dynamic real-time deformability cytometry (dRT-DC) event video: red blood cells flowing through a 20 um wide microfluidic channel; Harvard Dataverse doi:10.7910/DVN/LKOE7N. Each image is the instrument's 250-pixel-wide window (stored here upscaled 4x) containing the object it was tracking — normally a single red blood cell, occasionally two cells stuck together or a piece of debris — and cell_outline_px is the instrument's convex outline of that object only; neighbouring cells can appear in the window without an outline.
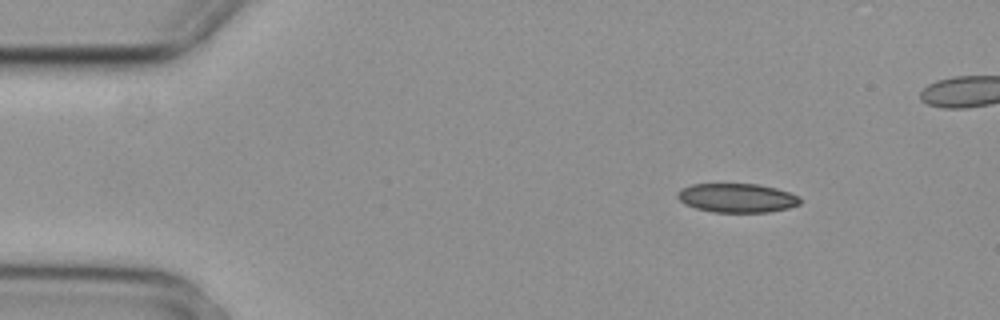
{"species": "common noctule bat (a hibernating species)", "species_latin": "Nyctalus noctula", "temperature_condition": "cold", "stored_images_in_passage": 4, "camera_frame_rate_fps": 3000, "um_per_image_px": 0.085, "animal": {"sex": "female", "body_mass_g": 29.2, "forearm_length_mm": 56.3}, "frame": {"image": 1, "passage_image": 1, "time_ms": 0.0, "image_size_px": [1000, 320], "cell_outline_px": [[800, 204], [788, 208], [768, 212], [712, 212], [696, 208], [684, 204], [676, 196], [676, 192], [680, 188], [692, 184], [756, 184], [776, 188], [800, 196]], "centroid_in_image_um": [62.61, 16.82], "position_along_channel_um": 22.4, "area_um2": 20.81}}
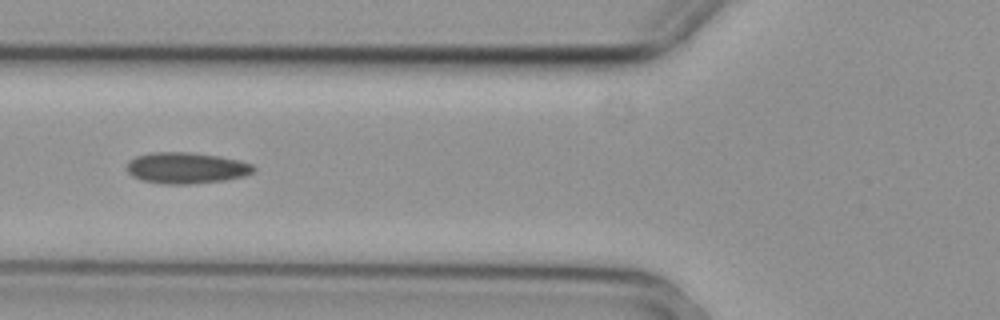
{"frame": {"image": 2, "passage_image": 4, "time_ms": 1.0, "image_size_px": [1000, 320], "cell_outline_px": [[256, 168], [252, 172], [244, 176], [224, 180], [188, 184], [164, 184], [144, 180], [132, 176], [128, 172], [128, 160], [136, 156], [152, 152], [192, 152], [220, 156], [240, 160], [252, 164]], "centroid_in_image_um": [15.85, 14.26], "position_along_channel_um": 110.0, "area_um2": 23.0}}